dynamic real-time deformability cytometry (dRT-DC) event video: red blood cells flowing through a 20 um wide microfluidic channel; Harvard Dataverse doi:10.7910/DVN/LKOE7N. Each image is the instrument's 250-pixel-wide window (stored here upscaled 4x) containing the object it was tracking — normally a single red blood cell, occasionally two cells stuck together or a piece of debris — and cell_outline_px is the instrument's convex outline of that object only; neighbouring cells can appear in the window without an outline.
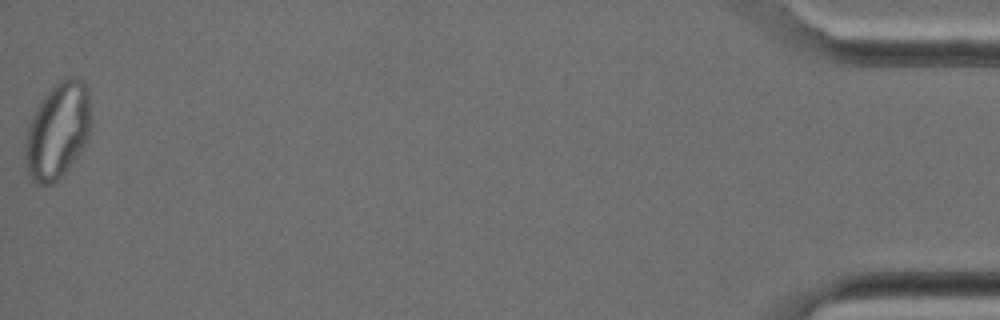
{"species": "Egyptian fruit bat (a non-hibernating species)", "species_latin": "Rousettus aegyptiacus", "temperature_condition": "cold", "stored_images_in_passage": 27, "camera_frame_rate_fps": 3000, "um_per_image_px": 0.085, "animal": {"sex": "female"}, "frame": {"image": 1, "passage_image": 27, "time_ms": 8.667, "image_size_px": [1000, 320], "cell_outline_px": [[92, 124], [88, 140], [80, 152], [64, 172], [52, 184], [36, 184], [28, 176], [24, 160], [24, 148], [28, 124], [32, 116], [44, 96], [60, 80], [72, 76], [80, 80], [84, 84], [88, 92]], "centroid_in_image_um": [4.89, 11.13], "position_along_channel_um": 430.3, "area_um2": 36.88}}